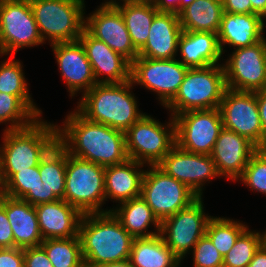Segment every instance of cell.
I'll list each match as a JSON object with an SVG mask.
<instances>
[{
    "label": "cell",
    "mask_w": 266,
    "mask_h": 267,
    "mask_svg": "<svg viewBox=\"0 0 266 267\" xmlns=\"http://www.w3.org/2000/svg\"><path fill=\"white\" fill-rule=\"evenodd\" d=\"M222 4L224 12L229 14H256L250 0H222Z\"/></svg>",
    "instance_id": "44"
},
{
    "label": "cell",
    "mask_w": 266,
    "mask_h": 267,
    "mask_svg": "<svg viewBox=\"0 0 266 267\" xmlns=\"http://www.w3.org/2000/svg\"><path fill=\"white\" fill-rule=\"evenodd\" d=\"M91 13L85 16L84 28L132 63L138 57V51L132 44L121 12L115 6L100 5Z\"/></svg>",
    "instance_id": "17"
},
{
    "label": "cell",
    "mask_w": 266,
    "mask_h": 267,
    "mask_svg": "<svg viewBox=\"0 0 266 267\" xmlns=\"http://www.w3.org/2000/svg\"><path fill=\"white\" fill-rule=\"evenodd\" d=\"M131 80L97 83L77 103L76 110L87 120L126 132L145 113L139 110Z\"/></svg>",
    "instance_id": "4"
},
{
    "label": "cell",
    "mask_w": 266,
    "mask_h": 267,
    "mask_svg": "<svg viewBox=\"0 0 266 267\" xmlns=\"http://www.w3.org/2000/svg\"><path fill=\"white\" fill-rule=\"evenodd\" d=\"M45 44L29 0H0V56Z\"/></svg>",
    "instance_id": "9"
},
{
    "label": "cell",
    "mask_w": 266,
    "mask_h": 267,
    "mask_svg": "<svg viewBox=\"0 0 266 267\" xmlns=\"http://www.w3.org/2000/svg\"><path fill=\"white\" fill-rule=\"evenodd\" d=\"M36 119L30 126L3 130L0 145V188L17 172L39 166L58 142V124Z\"/></svg>",
    "instance_id": "2"
},
{
    "label": "cell",
    "mask_w": 266,
    "mask_h": 267,
    "mask_svg": "<svg viewBox=\"0 0 266 267\" xmlns=\"http://www.w3.org/2000/svg\"><path fill=\"white\" fill-rule=\"evenodd\" d=\"M154 7L159 12L179 14L184 8L194 2V0H152Z\"/></svg>",
    "instance_id": "43"
},
{
    "label": "cell",
    "mask_w": 266,
    "mask_h": 267,
    "mask_svg": "<svg viewBox=\"0 0 266 267\" xmlns=\"http://www.w3.org/2000/svg\"><path fill=\"white\" fill-rule=\"evenodd\" d=\"M222 63L226 87L235 91L266 89V38L254 45L234 49Z\"/></svg>",
    "instance_id": "14"
},
{
    "label": "cell",
    "mask_w": 266,
    "mask_h": 267,
    "mask_svg": "<svg viewBox=\"0 0 266 267\" xmlns=\"http://www.w3.org/2000/svg\"><path fill=\"white\" fill-rule=\"evenodd\" d=\"M238 180L251 191H257L266 196V149H258L251 156Z\"/></svg>",
    "instance_id": "38"
},
{
    "label": "cell",
    "mask_w": 266,
    "mask_h": 267,
    "mask_svg": "<svg viewBox=\"0 0 266 267\" xmlns=\"http://www.w3.org/2000/svg\"><path fill=\"white\" fill-rule=\"evenodd\" d=\"M97 267H132L129 259L120 261V262H113V263H106L102 264Z\"/></svg>",
    "instance_id": "48"
},
{
    "label": "cell",
    "mask_w": 266,
    "mask_h": 267,
    "mask_svg": "<svg viewBox=\"0 0 266 267\" xmlns=\"http://www.w3.org/2000/svg\"><path fill=\"white\" fill-rule=\"evenodd\" d=\"M223 13L222 0H194L178 16L182 31L218 33Z\"/></svg>",
    "instance_id": "29"
},
{
    "label": "cell",
    "mask_w": 266,
    "mask_h": 267,
    "mask_svg": "<svg viewBox=\"0 0 266 267\" xmlns=\"http://www.w3.org/2000/svg\"><path fill=\"white\" fill-rule=\"evenodd\" d=\"M0 248H14V235L5 211V194L0 192Z\"/></svg>",
    "instance_id": "40"
},
{
    "label": "cell",
    "mask_w": 266,
    "mask_h": 267,
    "mask_svg": "<svg viewBox=\"0 0 266 267\" xmlns=\"http://www.w3.org/2000/svg\"><path fill=\"white\" fill-rule=\"evenodd\" d=\"M176 145L186 151L210 155L223 129L219 108L192 110L174 116Z\"/></svg>",
    "instance_id": "13"
},
{
    "label": "cell",
    "mask_w": 266,
    "mask_h": 267,
    "mask_svg": "<svg viewBox=\"0 0 266 267\" xmlns=\"http://www.w3.org/2000/svg\"><path fill=\"white\" fill-rule=\"evenodd\" d=\"M50 46L71 98L81 92L83 96L97 84L92 65L79 40L54 43Z\"/></svg>",
    "instance_id": "18"
},
{
    "label": "cell",
    "mask_w": 266,
    "mask_h": 267,
    "mask_svg": "<svg viewBox=\"0 0 266 267\" xmlns=\"http://www.w3.org/2000/svg\"><path fill=\"white\" fill-rule=\"evenodd\" d=\"M226 89L222 63L188 68L177 94L165 107L173 117L192 110L219 108Z\"/></svg>",
    "instance_id": "5"
},
{
    "label": "cell",
    "mask_w": 266,
    "mask_h": 267,
    "mask_svg": "<svg viewBox=\"0 0 266 267\" xmlns=\"http://www.w3.org/2000/svg\"><path fill=\"white\" fill-rule=\"evenodd\" d=\"M265 242V232L249 227L238 237L234 246L223 257V267H248L256 251Z\"/></svg>",
    "instance_id": "36"
},
{
    "label": "cell",
    "mask_w": 266,
    "mask_h": 267,
    "mask_svg": "<svg viewBox=\"0 0 266 267\" xmlns=\"http://www.w3.org/2000/svg\"><path fill=\"white\" fill-rule=\"evenodd\" d=\"M257 104L262 124L263 149H266V89L257 91Z\"/></svg>",
    "instance_id": "45"
},
{
    "label": "cell",
    "mask_w": 266,
    "mask_h": 267,
    "mask_svg": "<svg viewBox=\"0 0 266 267\" xmlns=\"http://www.w3.org/2000/svg\"><path fill=\"white\" fill-rule=\"evenodd\" d=\"M181 33L178 14L158 12L151 23L147 42L138 56L161 60L176 58Z\"/></svg>",
    "instance_id": "22"
},
{
    "label": "cell",
    "mask_w": 266,
    "mask_h": 267,
    "mask_svg": "<svg viewBox=\"0 0 266 267\" xmlns=\"http://www.w3.org/2000/svg\"><path fill=\"white\" fill-rule=\"evenodd\" d=\"M176 59H150L138 56L131 63L130 80L156 93L159 103L165 107L177 94L188 67Z\"/></svg>",
    "instance_id": "11"
},
{
    "label": "cell",
    "mask_w": 266,
    "mask_h": 267,
    "mask_svg": "<svg viewBox=\"0 0 266 267\" xmlns=\"http://www.w3.org/2000/svg\"><path fill=\"white\" fill-rule=\"evenodd\" d=\"M24 267H53L41 246L24 248Z\"/></svg>",
    "instance_id": "41"
},
{
    "label": "cell",
    "mask_w": 266,
    "mask_h": 267,
    "mask_svg": "<svg viewBox=\"0 0 266 267\" xmlns=\"http://www.w3.org/2000/svg\"><path fill=\"white\" fill-rule=\"evenodd\" d=\"M5 211L13 230L14 247H37L44 241L33 205L22 199L5 195Z\"/></svg>",
    "instance_id": "26"
},
{
    "label": "cell",
    "mask_w": 266,
    "mask_h": 267,
    "mask_svg": "<svg viewBox=\"0 0 266 267\" xmlns=\"http://www.w3.org/2000/svg\"><path fill=\"white\" fill-rule=\"evenodd\" d=\"M178 52L181 56L179 61L188 68L218 65L223 59L218 35L213 32L182 31L178 40Z\"/></svg>",
    "instance_id": "25"
},
{
    "label": "cell",
    "mask_w": 266,
    "mask_h": 267,
    "mask_svg": "<svg viewBox=\"0 0 266 267\" xmlns=\"http://www.w3.org/2000/svg\"><path fill=\"white\" fill-rule=\"evenodd\" d=\"M248 267H266V241L256 251Z\"/></svg>",
    "instance_id": "46"
},
{
    "label": "cell",
    "mask_w": 266,
    "mask_h": 267,
    "mask_svg": "<svg viewBox=\"0 0 266 267\" xmlns=\"http://www.w3.org/2000/svg\"><path fill=\"white\" fill-rule=\"evenodd\" d=\"M0 267H24V249L0 248Z\"/></svg>",
    "instance_id": "42"
},
{
    "label": "cell",
    "mask_w": 266,
    "mask_h": 267,
    "mask_svg": "<svg viewBox=\"0 0 266 267\" xmlns=\"http://www.w3.org/2000/svg\"><path fill=\"white\" fill-rule=\"evenodd\" d=\"M124 19L132 44L139 52L147 42L149 29L159 12L152 1L135 0L114 5Z\"/></svg>",
    "instance_id": "30"
},
{
    "label": "cell",
    "mask_w": 266,
    "mask_h": 267,
    "mask_svg": "<svg viewBox=\"0 0 266 267\" xmlns=\"http://www.w3.org/2000/svg\"><path fill=\"white\" fill-rule=\"evenodd\" d=\"M40 246L53 267H83L85 265L79 236L45 239Z\"/></svg>",
    "instance_id": "34"
},
{
    "label": "cell",
    "mask_w": 266,
    "mask_h": 267,
    "mask_svg": "<svg viewBox=\"0 0 266 267\" xmlns=\"http://www.w3.org/2000/svg\"><path fill=\"white\" fill-rule=\"evenodd\" d=\"M11 56L0 63V92L16 95L38 118L43 116L30 95L28 84L19 59ZM13 58V59H12Z\"/></svg>",
    "instance_id": "33"
},
{
    "label": "cell",
    "mask_w": 266,
    "mask_h": 267,
    "mask_svg": "<svg viewBox=\"0 0 266 267\" xmlns=\"http://www.w3.org/2000/svg\"><path fill=\"white\" fill-rule=\"evenodd\" d=\"M145 164L132 159L105 167V196L120 204L141 196Z\"/></svg>",
    "instance_id": "24"
},
{
    "label": "cell",
    "mask_w": 266,
    "mask_h": 267,
    "mask_svg": "<svg viewBox=\"0 0 266 267\" xmlns=\"http://www.w3.org/2000/svg\"><path fill=\"white\" fill-rule=\"evenodd\" d=\"M118 1L117 0H107V1H105V3L103 2L100 5H112V6H114V5L118 4V3H121V1L122 2H127V1H135V0H118Z\"/></svg>",
    "instance_id": "49"
},
{
    "label": "cell",
    "mask_w": 266,
    "mask_h": 267,
    "mask_svg": "<svg viewBox=\"0 0 266 267\" xmlns=\"http://www.w3.org/2000/svg\"><path fill=\"white\" fill-rule=\"evenodd\" d=\"M252 10L266 20V0H250Z\"/></svg>",
    "instance_id": "47"
},
{
    "label": "cell",
    "mask_w": 266,
    "mask_h": 267,
    "mask_svg": "<svg viewBox=\"0 0 266 267\" xmlns=\"http://www.w3.org/2000/svg\"><path fill=\"white\" fill-rule=\"evenodd\" d=\"M58 128V142L73 157L107 167L128 159L125 133L87 120L76 109Z\"/></svg>",
    "instance_id": "1"
},
{
    "label": "cell",
    "mask_w": 266,
    "mask_h": 267,
    "mask_svg": "<svg viewBox=\"0 0 266 267\" xmlns=\"http://www.w3.org/2000/svg\"><path fill=\"white\" fill-rule=\"evenodd\" d=\"M193 267H223V256L204 235L192 249Z\"/></svg>",
    "instance_id": "39"
},
{
    "label": "cell",
    "mask_w": 266,
    "mask_h": 267,
    "mask_svg": "<svg viewBox=\"0 0 266 267\" xmlns=\"http://www.w3.org/2000/svg\"><path fill=\"white\" fill-rule=\"evenodd\" d=\"M146 167L141 197L160 222L188 207L198 198L185 184L166 174L157 165Z\"/></svg>",
    "instance_id": "10"
},
{
    "label": "cell",
    "mask_w": 266,
    "mask_h": 267,
    "mask_svg": "<svg viewBox=\"0 0 266 267\" xmlns=\"http://www.w3.org/2000/svg\"><path fill=\"white\" fill-rule=\"evenodd\" d=\"M161 123L145 113L125 132L128 159L142 164L157 165L176 144L175 121Z\"/></svg>",
    "instance_id": "8"
},
{
    "label": "cell",
    "mask_w": 266,
    "mask_h": 267,
    "mask_svg": "<svg viewBox=\"0 0 266 267\" xmlns=\"http://www.w3.org/2000/svg\"><path fill=\"white\" fill-rule=\"evenodd\" d=\"M40 233L45 239L77 237L83 214L65 200L34 206Z\"/></svg>",
    "instance_id": "21"
},
{
    "label": "cell",
    "mask_w": 266,
    "mask_h": 267,
    "mask_svg": "<svg viewBox=\"0 0 266 267\" xmlns=\"http://www.w3.org/2000/svg\"><path fill=\"white\" fill-rule=\"evenodd\" d=\"M129 261L132 267H181L182 261L159 234L134 238Z\"/></svg>",
    "instance_id": "28"
},
{
    "label": "cell",
    "mask_w": 266,
    "mask_h": 267,
    "mask_svg": "<svg viewBox=\"0 0 266 267\" xmlns=\"http://www.w3.org/2000/svg\"><path fill=\"white\" fill-rule=\"evenodd\" d=\"M258 148L246 137L223 128L210 154L220 177L237 181Z\"/></svg>",
    "instance_id": "19"
},
{
    "label": "cell",
    "mask_w": 266,
    "mask_h": 267,
    "mask_svg": "<svg viewBox=\"0 0 266 267\" xmlns=\"http://www.w3.org/2000/svg\"><path fill=\"white\" fill-rule=\"evenodd\" d=\"M78 40L92 65L97 83H124L130 80L131 63L126 58L93 37L85 28Z\"/></svg>",
    "instance_id": "20"
},
{
    "label": "cell",
    "mask_w": 266,
    "mask_h": 267,
    "mask_svg": "<svg viewBox=\"0 0 266 267\" xmlns=\"http://www.w3.org/2000/svg\"><path fill=\"white\" fill-rule=\"evenodd\" d=\"M0 192L7 196L27 201L33 206L48 203V191L43 187L39 166L15 173L0 188Z\"/></svg>",
    "instance_id": "32"
},
{
    "label": "cell",
    "mask_w": 266,
    "mask_h": 267,
    "mask_svg": "<svg viewBox=\"0 0 266 267\" xmlns=\"http://www.w3.org/2000/svg\"><path fill=\"white\" fill-rule=\"evenodd\" d=\"M157 166L185 184L198 197H203L206 182L221 178L210 155L192 153L176 144Z\"/></svg>",
    "instance_id": "16"
},
{
    "label": "cell",
    "mask_w": 266,
    "mask_h": 267,
    "mask_svg": "<svg viewBox=\"0 0 266 267\" xmlns=\"http://www.w3.org/2000/svg\"><path fill=\"white\" fill-rule=\"evenodd\" d=\"M40 36L49 45L79 39L85 26V0H29Z\"/></svg>",
    "instance_id": "6"
},
{
    "label": "cell",
    "mask_w": 266,
    "mask_h": 267,
    "mask_svg": "<svg viewBox=\"0 0 266 267\" xmlns=\"http://www.w3.org/2000/svg\"><path fill=\"white\" fill-rule=\"evenodd\" d=\"M78 236L86 266L97 267L130 257L134 238L112 211L83 214Z\"/></svg>",
    "instance_id": "3"
},
{
    "label": "cell",
    "mask_w": 266,
    "mask_h": 267,
    "mask_svg": "<svg viewBox=\"0 0 266 267\" xmlns=\"http://www.w3.org/2000/svg\"><path fill=\"white\" fill-rule=\"evenodd\" d=\"M266 20L258 14L223 13L218 35L222 55L228 45L233 49L254 45L265 38ZM226 45V46H225Z\"/></svg>",
    "instance_id": "23"
},
{
    "label": "cell",
    "mask_w": 266,
    "mask_h": 267,
    "mask_svg": "<svg viewBox=\"0 0 266 267\" xmlns=\"http://www.w3.org/2000/svg\"><path fill=\"white\" fill-rule=\"evenodd\" d=\"M219 109L223 128L246 137L258 149H263V133L257 104V91H235L227 88Z\"/></svg>",
    "instance_id": "15"
},
{
    "label": "cell",
    "mask_w": 266,
    "mask_h": 267,
    "mask_svg": "<svg viewBox=\"0 0 266 267\" xmlns=\"http://www.w3.org/2000/svg\"><path fill=\"white\" fill-rule=\"evenodd\" d=\"M67 150L57 142L42 158L39 173L48 191V202L64 200Z\"/></svg>",
    "instance_id": "31"
},
{
    "label": "cell",
    "mask_w": 266,
    "mask_h": 267,
    "mask_svg": "<svg viewBox=\"0 0 266 267\" xmlns=\"http://www.w3.org/2000/svg\"><path fill=\"white\" fill-rule=\"evenodd\" d=\"M203 203V197H198L188 207L161 222L160 235L181 261L206 234L208 222L213 217L205 214Z\"/></svg>",
    "instance_id": "12"
},
{
    "label": "cell",
    "mask_w": 266,
    "mask_h": 267,
    "mask_svg": "<svg viewBox=\"0 0 266 267\" xmlns=\"http://www.w3.org/2000/svg\"><path fill=\"white\" fill-rule=\"evenodd\" d=\"M110 209L133 238L151 237L160 233L161 222L141 196ZM152 225L153 231H148Z\"/></svg>",
    "instance_id": "27"
},
{
    "label": "cell",
    "mask_w": 266,
    "mask_h": 267,
    "mask_svg": "<svg viewBox=\"0 0 266 267\" xmlns=\"http://www.w3.org/2000/svg\"><path fill=\"white\" fill-rule=\"evenodd\" d=\"M64 200L82 214L102 213L106 204L105 167L67 152Z\"/></svg>",
    "instance_id": "7"
},
{
    "label": "cell",
    "mask_w": 266,
    "mask_h": 267,
    "mask_svg": "<svg viewBox=\"0 0 266 267\" xmlns=\"http://www.w3.org/2000/svg\"><path fill=\"white\" fill-rule=\"evenodd\" d=\"M38 117L16 96L0 92V124L9 123L4 130L30 126Z\"/></svg>",
    "instance_id": "37"
},
{
    "label": "cell",
    "mask_w": 266,
    "mask_h": 267,
    "mask_svg": "<svg viewBox=\"0 0 266 267\" xmlns=\"http://www.w3.org/2000/svg\"><path fill=\"white\" fill-rule=\"evenodd\" d=\"M245 222L227 217L213 216L207 225L206 236L224 257L234 246L238 237L248 228Z\"/></svg>",
    "instance_id": "35"
}]
</instances>
